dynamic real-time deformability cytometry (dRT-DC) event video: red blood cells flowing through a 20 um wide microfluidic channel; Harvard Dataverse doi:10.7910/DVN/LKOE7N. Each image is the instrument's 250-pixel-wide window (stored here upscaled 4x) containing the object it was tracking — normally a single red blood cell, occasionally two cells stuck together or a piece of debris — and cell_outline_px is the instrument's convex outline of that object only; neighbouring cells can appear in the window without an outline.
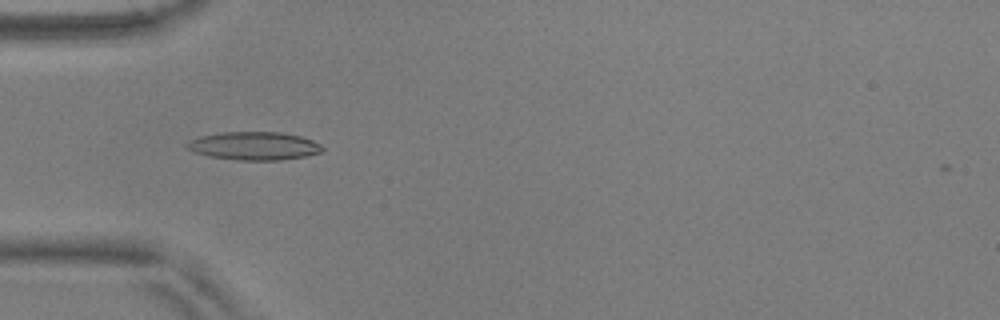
{"species": "common noctule bat (a hibernating species)", "species_latin": "Nyctalus noctula", "temperature_condition": "warm", "stored_images_in_passage": 38, "camera_frame_rate_fps": 3000, "um_per_image_px": 0.085, "animal": {"sex": "male", "body_mass_g": 17.9, "forearm_length_mm": 54.2}, "frame": {"image": 1, "passage_image": 1, "time_ms": 0.0, "image_size_px": [1000, 320], "cell_outline_px": [[324, 152], [304, 156], [280, 160], [236, 160], [208, 156], [192, 152], [184, 144], [200, 136], [224, 132], [280, 132], [300, 136], [312, 140], [320, 144], [324, 148]], "centroid_in_image_um": [21.6, 12.41], "position_along_channel_um": 63.4, "area_um2": 22.25}}
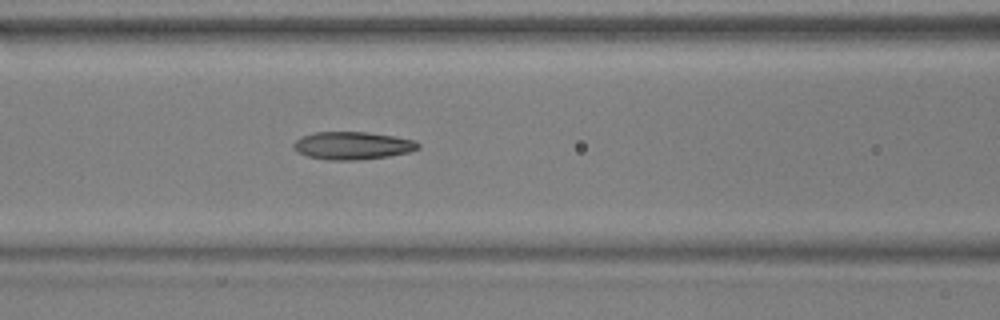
{"frame": {"image": 2, "passage_image": 7, "time_ms": 2.0, "image_size_px": [1000, 320], "cell_outline_px": [[420, 148], [408, 152], [388, 156], [356, 160], [328, 160], [308, 156], [296, 152], [292, 148], [292, 144], [296, 140], [304, 136], [316, 132], [364, 132], [392, 136], [416, 140], [420, 144]], "centroid_in_image_um": [29.95, 12.38], "position_along_channel_um": 136.7, "area_um2": 20.06}}
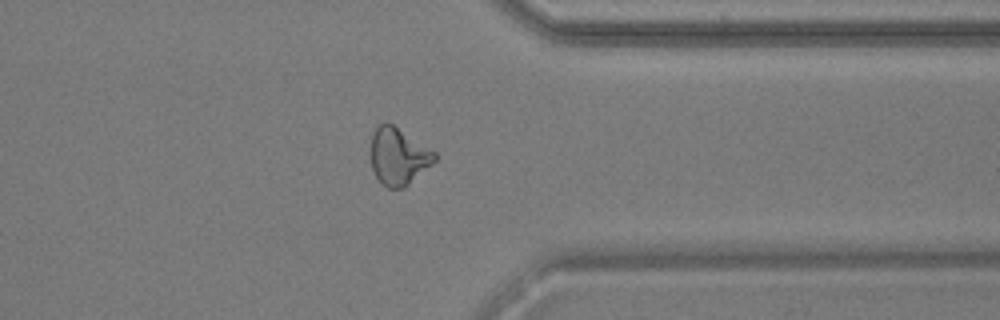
{"frame": {"image": 3, "passage_image": 27, "time_ms": 8.667, "image_size_px": [1000, 320], "cell_outline_px": [[436, 160], [432, 164], [404, 188], [388, 188], [376, 176], [372, 168], [372, 132], [380, 124], [392, 124], [436, 152]], "centroid_in_image_um": [33.88, 13.3], "position_along_channel_um": 377.5, "area_um2": 20.75}, "authors_computed_cell_mechanics": {"area_um2": 20.0277, "velocity_mm_per_s": 3.69, "shape_relaxation_time_tau1_ms": 5.8632, "shape_relaxation_time_tau2_ms": 2.4533, "deformation_change_tau1": 0.2015, "deformation_change_tau2": 0.109}}